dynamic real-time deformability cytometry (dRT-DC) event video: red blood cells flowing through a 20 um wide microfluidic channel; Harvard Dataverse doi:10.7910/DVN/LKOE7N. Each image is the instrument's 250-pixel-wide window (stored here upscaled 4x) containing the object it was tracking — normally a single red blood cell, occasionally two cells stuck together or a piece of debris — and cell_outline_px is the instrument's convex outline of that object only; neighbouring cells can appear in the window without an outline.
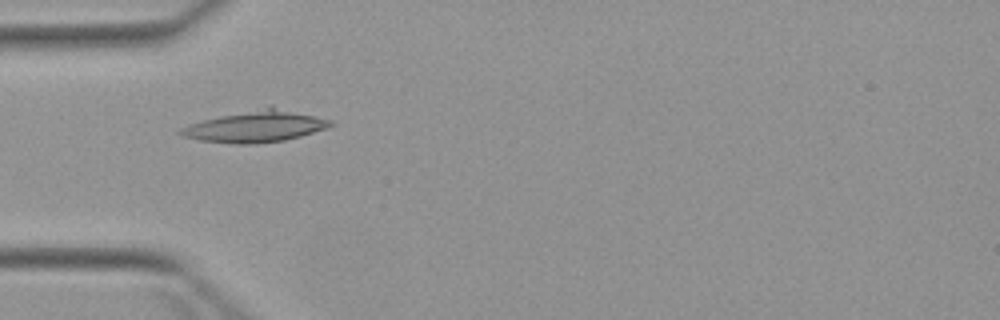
{"species": "Egyptian fruit bat (a non-hibernating species)", "species_latin": "Rousettus aegyptiacus", "temperature_condition": "warm", "stored_images_in_passage": 7, "camera_frame_rate_fps": 3000, "um_per_image_px": 0.085, "animal": {"sex": "female"}, "frame": {"image": 1, "passage_image": 4, "time_ms": 4.667, "image_size_px": [1000, 320], "cell_outline_px": [[332, 124], [328, 128], [300, 136], [284, 140], [256, 144], [236, 144], [200, 140], [180, 136], [176, 132], [180, 128], [188, 124], [220, 116], [272, 104], [332, 120]], "centroid_in_image_um": [21.74, 10.72], "position_along_channel_um": 63.3, "area_um2": 27.92}}
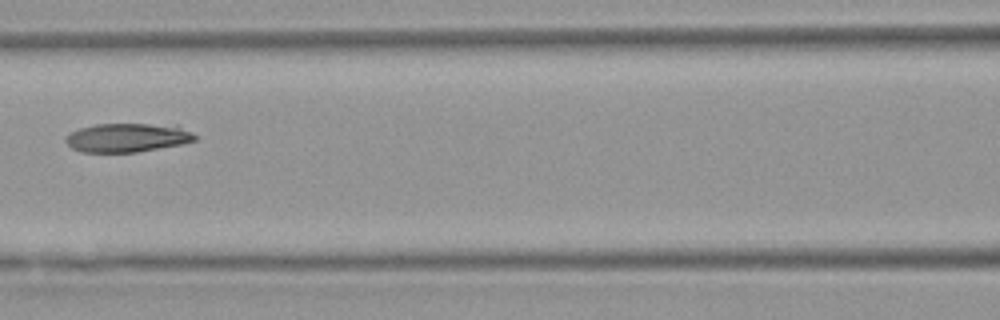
{"frame": {"image": 2, "passage_image": 6, "time_ms": 7.0, "image_size_px": [1000, 320], "cell_outline_px": [[196, 140], [180, 144], [136, 152], [80, 152], [72, 148], [64, 140], [64, 136], [80, 128], [96, 124], [176, 124], [192, 132], [196, 136]], "centroid_in_image_um": [10.83, 11.69], "position_along_channel_um": 155.8, "area_um2": 21.79}}
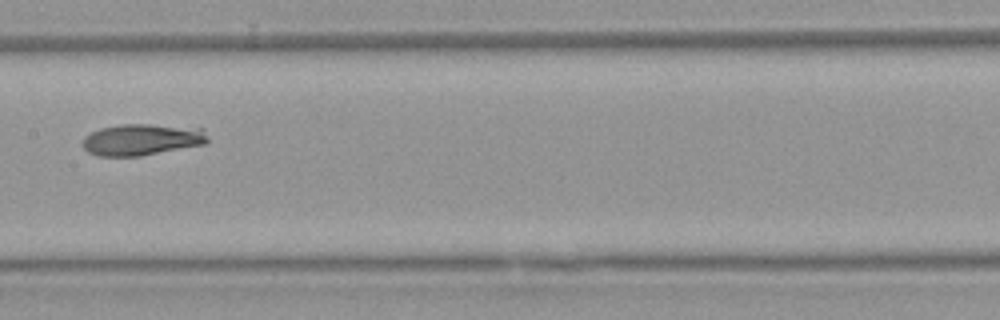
{"frame": {"image": 3, "passage_image": 7, "time_ms": 8.0, "image_size_px": [1000, 320], "cell_outline_px": [[208, 140], [204, 144], [140, 156], [96, 156], [88, 152], [84, 148], [84, 136], [100, 128], [120, 124], [148, 124], [204, 128], [208, 136]], "centroid_in_image_um": [12.07, 11.86], "position_along_channel_um": 195.3, "area_um2": 22.95}}